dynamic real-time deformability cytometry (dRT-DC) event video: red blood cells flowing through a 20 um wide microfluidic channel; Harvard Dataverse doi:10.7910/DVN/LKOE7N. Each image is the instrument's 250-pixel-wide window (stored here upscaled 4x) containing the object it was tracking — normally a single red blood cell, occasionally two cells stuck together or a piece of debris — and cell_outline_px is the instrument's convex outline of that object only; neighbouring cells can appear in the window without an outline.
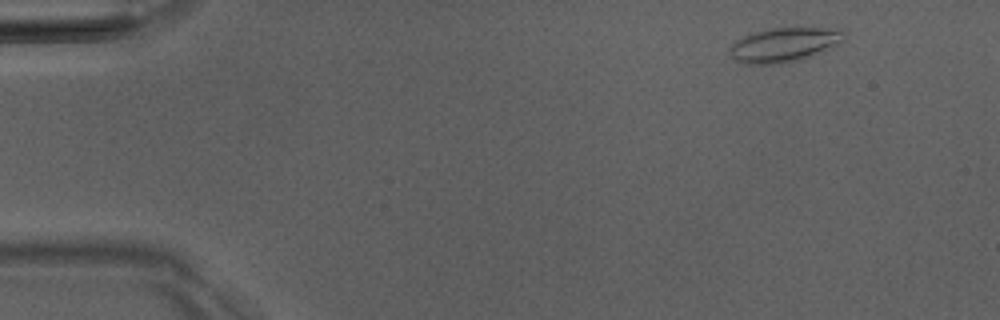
{"species": "Egyptian fruit bat (a non-hibernating species)", "species_latin": "Rousettus aegyptiacus", "temperature_condition": "room temperature", "stored_images_in_passage": 4, "camera_frame_rate_fps": 3000, "um_per_image_px": 0.085, "animal": {"sex": "male"}, "frame": {"image": 1, "passage_image": 1, "time_ms": 0.0, "image_size_px": [1000, 320], "cell_outline_px": [[844, 40], [824, 52], [800, 60], [780, 64], [748, 64], [736, 60], [732, 56], [732, 44], [736, 40], [752, 32], [772, 28], [840, 28], [844, 32]], "centroid_in_image_um": [66.71, 3.8], "position_along_channel_um": 18.3, "area_um2": 22.83}}